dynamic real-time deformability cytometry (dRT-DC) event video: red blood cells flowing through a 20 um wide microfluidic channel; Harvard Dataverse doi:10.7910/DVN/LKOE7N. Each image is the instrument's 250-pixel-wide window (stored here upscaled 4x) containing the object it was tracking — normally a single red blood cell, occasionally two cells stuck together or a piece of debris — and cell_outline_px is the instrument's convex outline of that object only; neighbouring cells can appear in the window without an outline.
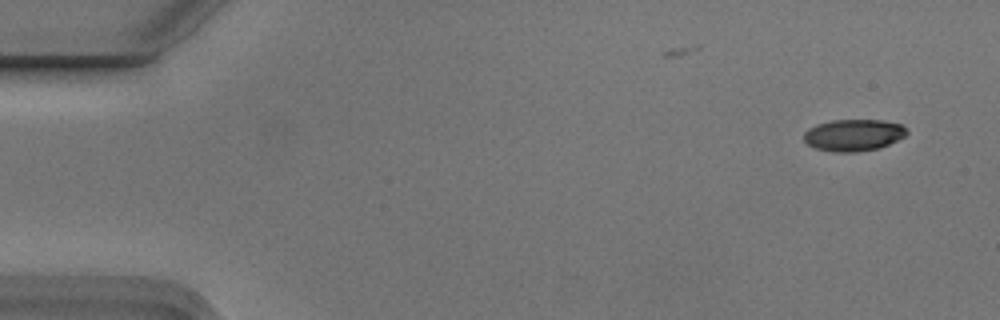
{"species": "Egyptian fruit bat (a non-hibernating species)", "species_latin": "Rousettus aegyptiacus", "temperature_condition": "cold", "stored_images_in_passage": 4, "camera_frame_rate_fps": 3000, "um_per_image_px": 0.085, "animal": {"sex": "male"}, "frame": {"image": 1, "passage_image": 1, "time_ms": 0.0, "image_size_px": [1000, 320], "cell_outline_px": [[908, 132], [904, 136], [880, 148], [856, 152], [836, 152], [816, 148], [808, 144], [804, 140], [804, 132], [808, 128], [816, 124], [832, 120], [884, 120], [904, 124]], "centroid_in_image_um": [72.56, 11.47], "position_along_channel_um": 12.4, "area_um2": 19.13}}